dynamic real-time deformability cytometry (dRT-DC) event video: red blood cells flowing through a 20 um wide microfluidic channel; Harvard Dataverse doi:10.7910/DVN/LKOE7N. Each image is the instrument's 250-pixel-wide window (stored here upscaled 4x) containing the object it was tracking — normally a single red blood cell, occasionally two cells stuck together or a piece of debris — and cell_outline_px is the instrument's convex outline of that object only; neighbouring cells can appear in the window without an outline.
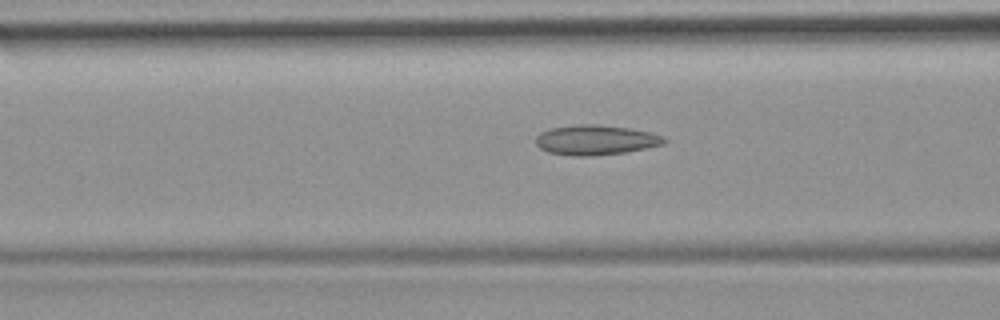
{"species": "common noctule bat (a hibernating species)", "species_latin": "Nyctalus noctula", "temperature_condition": "room temperature", "stored_images_in_passage": 28, "camera_frame_rate_fps": 3000, "um_per_image_px": 0.085, "animal": {"sex": "female", "body_mass_g": 19.9}, "frame": {"image": 1, "passage_image": 5, "time_ms": 1.333, "image_size_px": [1000, 320], "cell_outline_px": [[668, 140], [664, 144], [624, 152], [592, 156], [572, 156], [548, 152], [540, 148], [536, 144], [536, 136], [540, 132], [552, 128], [576, 124], [600, 124], [628, 128], [648, 132], [664, 136]], "centroid_in_image_um": [50.61, 11.89], "position_along_channel_um": 116.0, "area_um2": 22.37}}
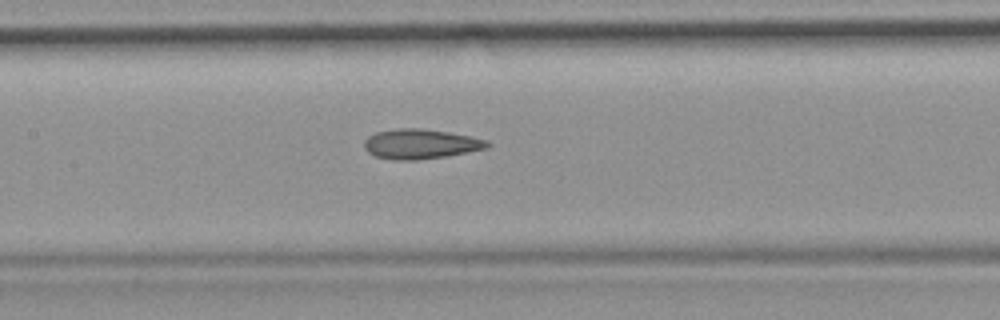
{"frame": {"image": 2, "passage_image": 9, "time_ms": 2.667, "image_size_px": [1000, 320], "cell_outline_px": [[492, 144], [488, 148], [444, 156], [416, 160], [392, 160], [376, 156], [368, 152], [364, 148], [364, 140], [368, 136], [376, 132], [396, 128], [420, 128], [448, 132], [488, 140]], "centroid_in_image_um": [35.72, 12.23], "position_along_channel_um": 171.7, "area_um2": 21.33}}